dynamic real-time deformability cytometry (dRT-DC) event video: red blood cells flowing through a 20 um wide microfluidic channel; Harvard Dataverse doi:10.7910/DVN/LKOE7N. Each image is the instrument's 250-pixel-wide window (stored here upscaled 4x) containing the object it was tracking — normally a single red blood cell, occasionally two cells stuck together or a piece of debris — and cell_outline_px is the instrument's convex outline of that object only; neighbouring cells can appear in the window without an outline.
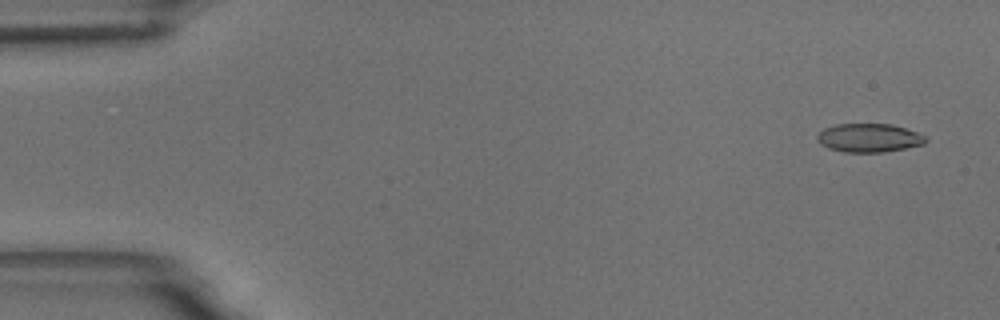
{"species": "common noctule bat (a hibernating species)", "species_latin": "Nyctalus noctula", "temperature_condition": "room temperature", "stored_images_in_passage": 56, "camera_frame_rate_fps": 3000, "um_per_image_px": 0.085, "animal": {"sex": "male", "body_mass_g": 18.8}, "frame": {"image": 1, "passage_image": 3, "time_ms": 0.667, "image_size_px": [1000, 320], "cell_outline_px": [[928, 140], [924, 144], [884, 152], [844, 152], [828, 148], [820, 144], [816, 140], [816, 136], [824, 128], [836, 124], [892, 124], [916, 132], [924, 136]], "centroid_in_image_um": [73.83, 11.72], "position_along_channel_um": 11.2, "area_um2": 18.03}}
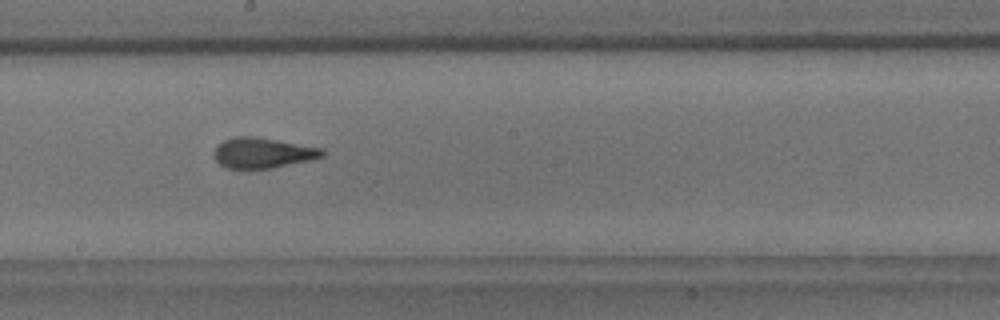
{"frame": {"image": 2, "passage_image": 31, "time_ms": 10.0, "image_size_px": [1000, 320], "cell_outline_px": [[324, 156], [312, 160], [272, 168], [224, 168], [212, 156], [212, 152], [224, 140], [232, 136], [256, 136], [320, 148], [324, 152]], "centroid_in_image_um": [22.29, 12.99], "position_along_channel_um": 225.9, "area_um2": 19.19}}
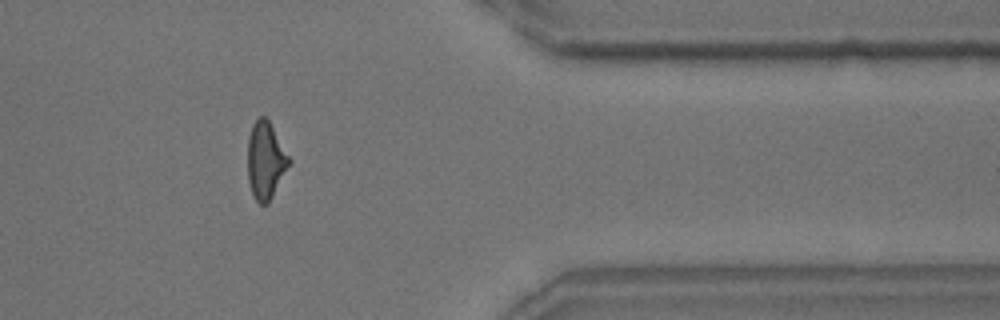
{"frame": {"image": 3, "passage_image": 46, "time_ms": 15.0, "image_size_px": [1000, 320], "cell_outline_px": [[292, 160], [268, 204], [260, 204], [252, 196], [248, 180], [248, 136], [252, 124], [260, 116], [264, 116], [268, 120]], "centroid_in_image_um": [22.57, 13.65], "position_along_channel_um": 388.8, "area_um2": 18.61}, "authors_computed_cell_mechanics": {"area_um2": 18.8717, "velocity_mm_per_s": 3.6322, "shape_relaxation_time_tau1_ms": 6.8711, "shape_relaxation_time_tau2_ms": 1.4805, "deformation_change_tau1": 0.1686, "deformation_change_tau2": 0.0872}}